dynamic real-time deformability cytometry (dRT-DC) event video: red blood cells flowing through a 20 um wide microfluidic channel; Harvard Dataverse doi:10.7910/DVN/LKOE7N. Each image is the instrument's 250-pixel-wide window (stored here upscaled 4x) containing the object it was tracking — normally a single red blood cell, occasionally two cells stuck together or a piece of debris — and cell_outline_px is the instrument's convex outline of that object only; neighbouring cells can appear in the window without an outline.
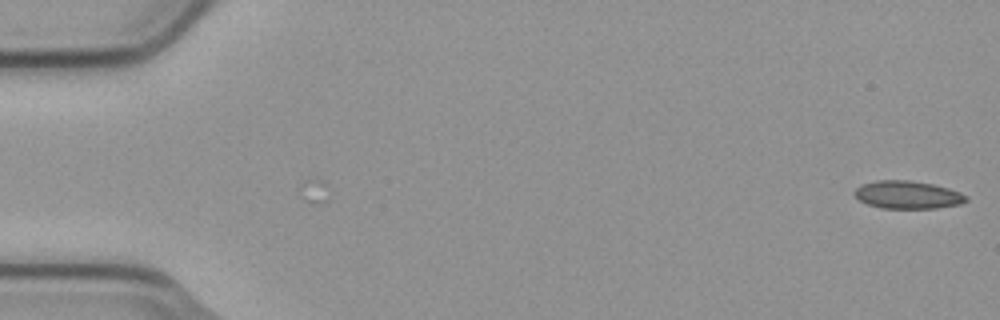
{"species": "common noctule bat (a hibernating species)", "species_latin": "Nyctalus noctula", "temperature_condition": "cold", "stored_images_in_passage": 2, "camera_frame_rate_fps": 3000, "um_per_image_px": 0.085, "animal": {"sex": "male", "body_mass_g": 23.1, "forearm_length_mm": 52.7}, "frame": {"image": 1, "passage_image": 2, "time_ms": 0.333, "image_size_px": [1000, 320], "cell_outline_px": [[968, 200], [960, 204], [936, 208], [880, 208], [868, 204], [860, 200], [856, 196], [856, 188], [864, 184], [876, 180], [908, 180], [932, 184], [948, 188], [960, 192], [968, 196]], "centroid_in_image_um": [77.19, 16.56], "position_along_channel_um": 7.8, "area_um2": 17.92}}